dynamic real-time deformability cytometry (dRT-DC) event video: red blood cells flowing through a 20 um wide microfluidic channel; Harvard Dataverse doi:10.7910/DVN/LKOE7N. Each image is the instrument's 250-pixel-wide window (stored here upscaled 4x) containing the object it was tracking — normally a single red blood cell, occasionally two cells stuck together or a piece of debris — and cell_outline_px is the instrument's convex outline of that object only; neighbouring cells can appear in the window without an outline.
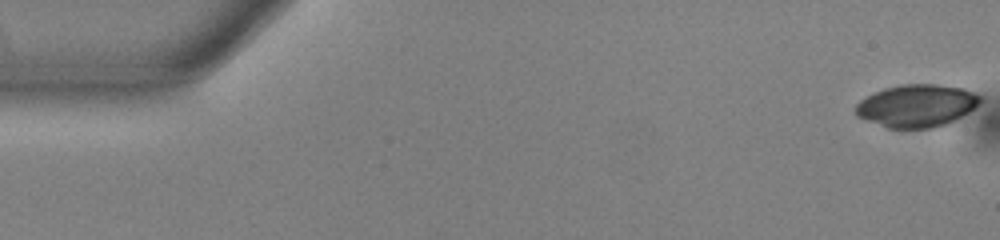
{"species": "common noctule bat (a hibernating species)", "species_latin": "Nyctalus noctula", "temperature_condition": "warm", "stored_images_in_passage": 52, "camera_frame_rate_fps": 3000, "um_per_image_px": 0.085, "animal": {"sex": "male", "body_mass_g": 13.0, "forearm_length_mm": 53.1}, "frame": {"image": 1, "passage_image": 1, "time_ms": 0.0, "image_size_px": [1000, 240], "cell_outline_px": [[980, 100], [968, 112], [944, 124], [932, 128], [888, 128], [856, 116], [856, 104], [860, 100], [884, 88], [900, 84], [936, 84], [964, 88], [980, 96]], "centroid_in_image_um": [77.88, 8.97], "position_along_channel_um": 7.1, "area_um2": 30.4}}
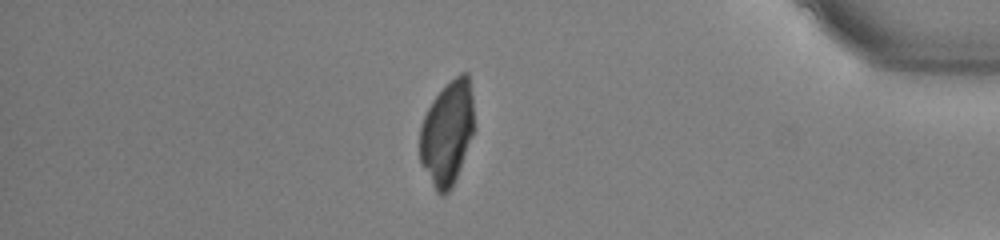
{"frame": {"image": 2, "passage_image": 45, "time_ms": 14.667, "image_size_px": [1000, 240], "cell_outline_px": [[476, 128], [452, 188], [444, 196], [440, 196], [436, 192], [420, 164], [420, 128], [424, 116], [432, 100], [460, 72], [468, 72], [472, 96]], "centroid_in_image_um": [38.03, 11.33], "position_along_channel_um": 397.2, "area_um2": 33.35}}
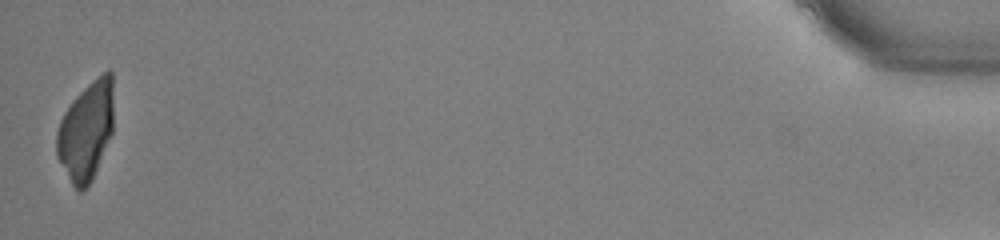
{"frame": {"image": 3, "passage_image": 52, "time_ms": 17.0, "image_size_px": [1000, 240], "cell_outline_px": [[112, 132], [92, 180], [80, 192], [76, 192], [56, 156], [56, 132], [60, 120], [64, 112], [72, 100], [92, 80], [108, 68], [112, 72]], "centroid_in_image_um": [7.29, 11.13], "position_along_channel_um": 427.9, "area_um2": 32.66}}